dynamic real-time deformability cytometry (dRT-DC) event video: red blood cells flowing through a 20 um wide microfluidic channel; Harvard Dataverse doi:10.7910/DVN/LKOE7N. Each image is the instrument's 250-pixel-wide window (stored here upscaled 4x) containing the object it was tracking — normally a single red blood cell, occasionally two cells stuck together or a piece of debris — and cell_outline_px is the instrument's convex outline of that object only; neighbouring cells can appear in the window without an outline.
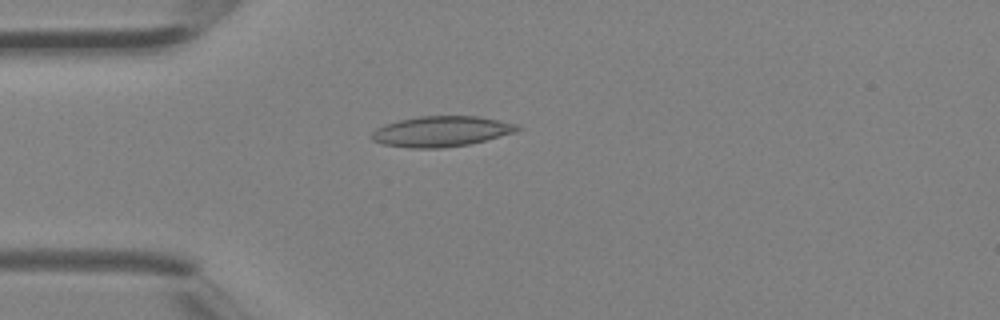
{"species": "Egyptian fruit bat (a non-hibernating species)", "species_latin": "Rousettus aegyptiacus", "temperature_condition": "room temperature", "stored_images_in_passage": 3, "camera_frame_rate_fps": 3000, "um_per_image_px": 0.085, "animal": {"sex": "female"}, "frame": {"image": 1, "passage_image": 3, "time_ms": 0.667, "image_size_px": [1000, 320], "cell_outline_px": [[520, 128], [516, 132], [468, 144], [440, 148], [408, 148], [384, 144], [372, 140], [372, 132], [376, 128], [384, 124], [400, 120], [420, 116], [476, 116], [500, 120], [516, 124]], "centroid_in_image_um": [37.49, 11.16], "position_along_channel_um": 47.5, "area_um2": 25.66}}